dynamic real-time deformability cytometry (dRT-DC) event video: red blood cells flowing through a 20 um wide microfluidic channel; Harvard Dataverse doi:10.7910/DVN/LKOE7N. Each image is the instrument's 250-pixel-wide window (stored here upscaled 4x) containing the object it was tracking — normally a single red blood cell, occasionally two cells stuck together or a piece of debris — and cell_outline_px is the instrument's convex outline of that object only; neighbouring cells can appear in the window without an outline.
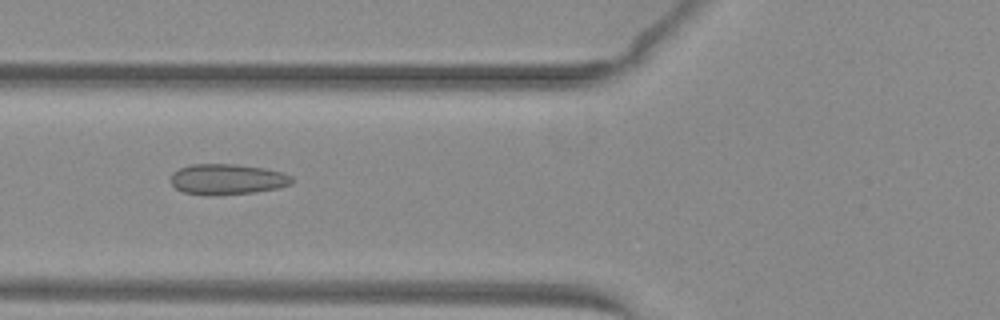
{"species": "common noctule bat (a hibernating species)", "species_latin": "Nyctalus noctula", "temperature_condition": "warm", "stored_images_in_passage": 38, "camera_frame_rate_fps": 3000, "um_per_image_px": 0.085, "animal": {"sex": "female", "body_mass_g": 29.2, "forearm_length_mm": 56.3}, "frame": {"image": 1, "passage_image": 7, "time_ms": 2.0, "image_size_px": [1000, 320], "cell_outline_px": [[296, 180], [292, 184], [280, 188], [256, 192], [212, 196], [184, 192], [176, 188], [172, 184], [172, 172], [180, 168], [192, 164], [236, 164], [264, 168], [280, 172], [292, 176]], "centroid_in_image_um": [19.36, 15.24], "position_along_channel_um": 106.4, "area_um2": 21.79}}
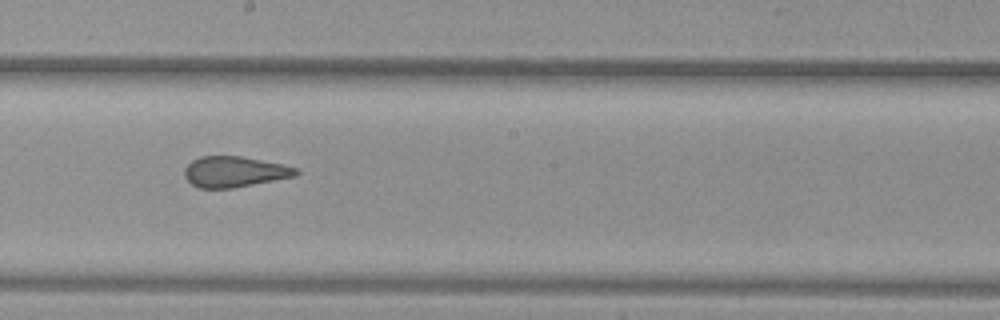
{"frame": {"image": 2, "passage_image": 16, "time_ms": 5.0, "image_size_px": [1000, 320], "cell_outline_px": [[300, 172], [296, 176], [232, 188], [200, 188], [192, 184], [184, 176], [184, 168], [192, 160], [200, 156], [240, 156], [284, 164], [296, 168]], "centroid_in_image_um": [19.93, 14.59], "position_along_channel_um": 228.3, "area_um2": 19.94}}
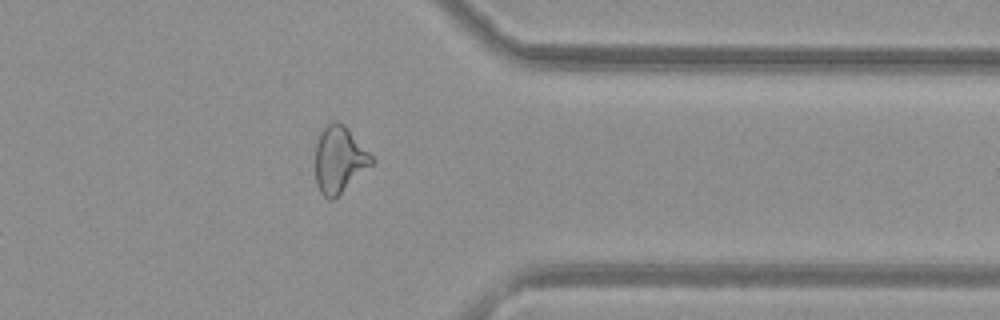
{"frame": {"image": 3, "passage_image": 28, "time_ms": 9.0, "image_size_px": [1000, 320], "cell_outline_px": [[376, 160], [372, 164], [332, 200], [328, 200], [320, 192], [316, 184], [316, 144], [320, 132], [324, 124], [336, 120], [344, 124], [348, 128]], "centroid_in_image_um": [28.82, 13.52], "position_along_channel_um": 382.6, "area_um2": 21.73}, "authors_computed_cell_mechanics": {"area_um2": 21.6461, "velocity_mm_per_s": 4.0571, "shape_relaxation_time_tau1_ms": null, "shape_relaxation_time_tau2_ms": 1.2536, "deformation_change_tau1": null, "deformation_change_tau2": 0.0963}}